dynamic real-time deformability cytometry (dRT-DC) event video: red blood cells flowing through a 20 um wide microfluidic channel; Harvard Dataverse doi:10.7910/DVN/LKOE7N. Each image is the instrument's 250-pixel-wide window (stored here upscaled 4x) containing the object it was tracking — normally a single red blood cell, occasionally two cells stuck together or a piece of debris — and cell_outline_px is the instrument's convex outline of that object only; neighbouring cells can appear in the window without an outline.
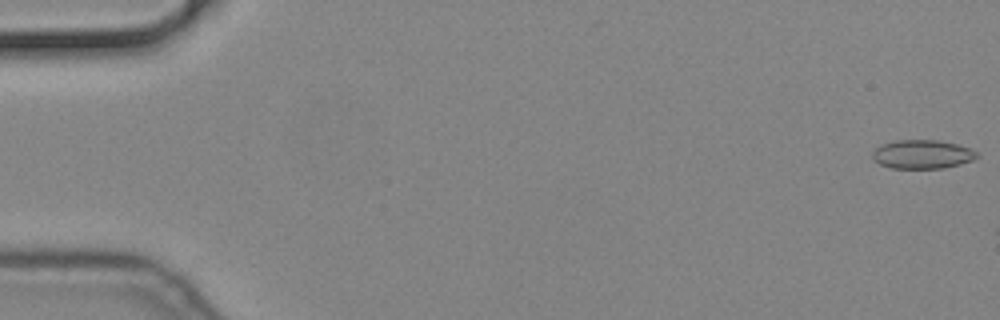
{"species": "common noctule bat (a hibernating species)", "species_latin": "Nyctalus noctula", "temperature_condition": "cold", "stored_images_in_passage": 7, "camera_frame_rate_fps": 3000, "um_per_image_px": 0.085, "animal": {"sex": "male", "body_mass_g": 19.2, "forearm_length_mm": 51.8}, "frame": {"image": 1, "passage_image": 1, "time_ms": 0.0, "image_size_px": [1000, 320], "cell_outline_px": [[980, 156], [972, 160], [960, 164], [944, 168], [892, 168], [880, 164], [872, 160], [872, 152], [880, 144], [896, 140], [936, 140], [956, 144], [968, 148], [976, 152]], "centroid_in_image_um": [78.36, 13.11], "position_along_channel_um": 6.6, "area_um2": 17.51}}